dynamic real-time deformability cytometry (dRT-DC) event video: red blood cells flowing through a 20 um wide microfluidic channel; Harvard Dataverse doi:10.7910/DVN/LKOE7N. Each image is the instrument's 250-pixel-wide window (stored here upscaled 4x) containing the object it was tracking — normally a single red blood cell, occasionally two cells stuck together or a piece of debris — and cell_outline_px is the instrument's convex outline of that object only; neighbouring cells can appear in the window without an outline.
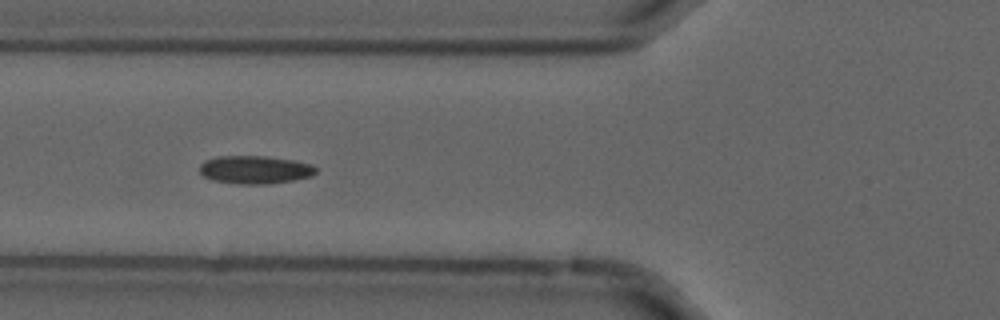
{"species": "common noctule bat (a hibernating species)", "species_latin": "Nyctalus noctula", "temperature_condition": "cold", "stored_images_in_passage": 42, "camera_frame_rate_fps": 3000, "um_per_image_px": 0.085, "animal": {"sex": "male", "forearm_length_mm": 52.5}, "frame": {"image": 1, "passage_image": 7, "time_ms": 2.0, "image_size_px": [1000, 320], "cell_outline_px": [[316, 172], [312, 176], [292, 180], [264, 184], [236, 184], [212, 180], [204, 176], [200, 172], [200, 164], [208, 160], [220, 156], [264, 156], [296, 160], [312, 164], [316, 168]], "centroid_in_image_um": [21.69, 14.42], "position_along_channel_um": 104.1, "area_um2": 18.96}}
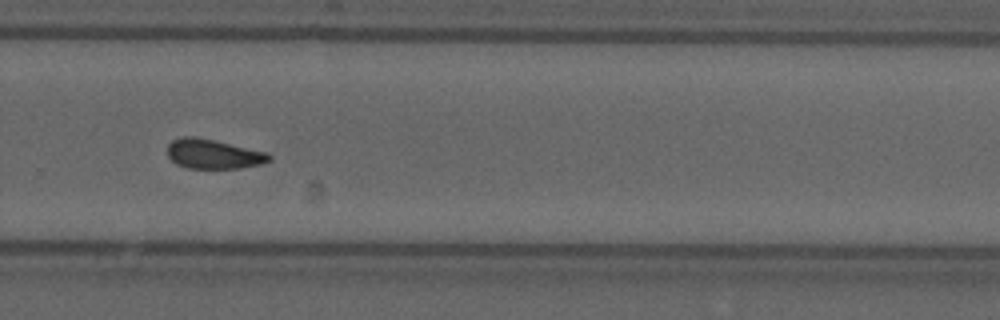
{"frame": {"image": 2, "passage_image": 24, "time_ms": 7.667, "image_size_px": [1000, 320], "cell_outline_px": [[272, 160], [260, 164], [236, 168], [188, 168], [176, 164], [168, 156], [168, 144], [172, 140], [184, 136], [196, 136], [268, 152], [272, 156]], "centroid_in_image_um": [18.14, 13.08], "position_along_channel_um": 311.7, "area_um2": 17.51}, "authors_computed_cell_mechanics": {"area_um2": 17.7446, "velocity_mm_per_s": 3.6707, "shape_relaxation_time_tau1_ms": null, "shape_relaxation_time_tau2_ms": 3.7556, "deformation_change_tau1": null, "deformation_change_tau2": 0.1056}}